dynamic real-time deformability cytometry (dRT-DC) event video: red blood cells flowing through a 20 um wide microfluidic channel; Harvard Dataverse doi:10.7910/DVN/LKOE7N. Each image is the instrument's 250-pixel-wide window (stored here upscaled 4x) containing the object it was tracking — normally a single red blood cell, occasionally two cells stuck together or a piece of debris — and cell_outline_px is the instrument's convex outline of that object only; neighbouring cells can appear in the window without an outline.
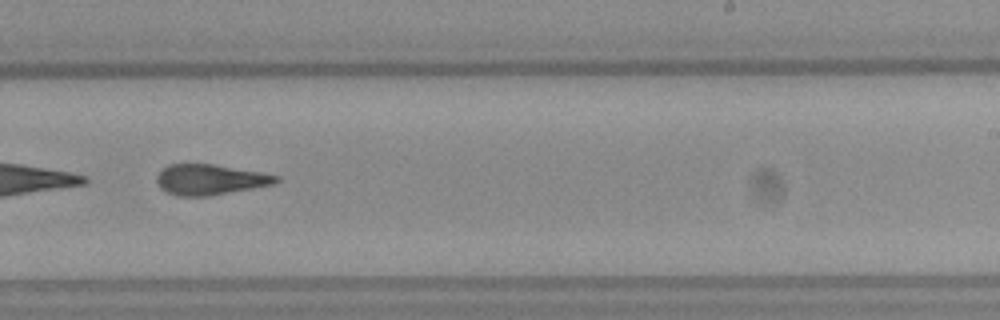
{"species": "Egyptian fruit bat (a non-hibernating species)", "species_latin": "Rousettus aegyptiacus", "temperature_condition": "warm", "stored_images_in_passage": 40, "segment_of_instrument_passage": [2, 2], "camera_frame_rate_fps": 3000, "um_per_image_px": 0.085, "frame": {"image": 1, "passage_image": 33, "time_ms": 10.667, "image_size_px": [1000, 320], "cell_outline_px": [[280, 180], [276, 184], [208, 196], [176, 196], [160, 188], [156, 180], [156, 176], [168, 164], [212, 164], [260, 172], [280, 176]], "centroid_in_image_um": [17.87, 15.27], "position_along_channel_um": 271.1, "area_um2": 21.15}}